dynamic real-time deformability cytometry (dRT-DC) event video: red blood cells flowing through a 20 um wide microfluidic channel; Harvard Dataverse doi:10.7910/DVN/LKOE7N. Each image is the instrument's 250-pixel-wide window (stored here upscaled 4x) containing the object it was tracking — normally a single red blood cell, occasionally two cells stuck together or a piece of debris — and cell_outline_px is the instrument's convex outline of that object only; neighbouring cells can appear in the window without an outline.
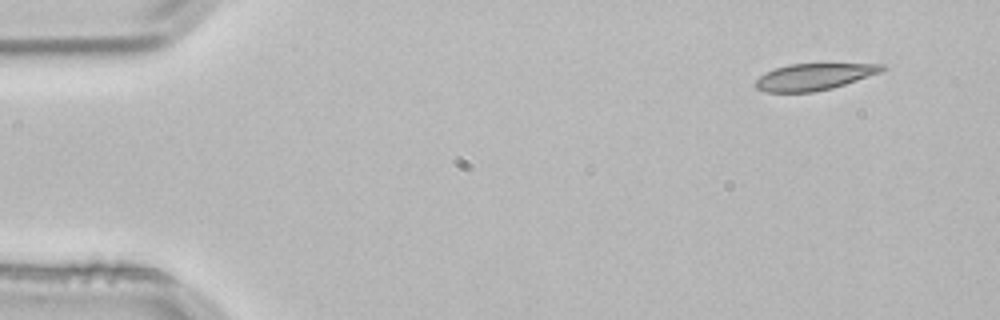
{"species": "common noctule bat (a hibernating species)", "species_latin": "Nyctalus noctula", "temperature_condition": "room temperature", "stored_images_in_passage": 3, "camera_frame_rate_fps": 3000, "um_per_image_px": 0.085, "animal": {"sex": "male", "body_mass_g": 21.5, "forearm_length_mm": 52.0}, "frame": {"image": 1, "passage_image": 3, "time_ms": 0.667, "image_size_px": [1000, 320], "cell_outline_px": [[888, 68], [880, 72], [832, 88], [812, 92], [764, 92], [756, 88], [752, 84], [760, 76], [776, 68], [788, 64], [884, 64]], "centroid_in_image_um": [69.15, 6.53], "position_along_channel_um": 15.8, "area_um2": 19.42}}